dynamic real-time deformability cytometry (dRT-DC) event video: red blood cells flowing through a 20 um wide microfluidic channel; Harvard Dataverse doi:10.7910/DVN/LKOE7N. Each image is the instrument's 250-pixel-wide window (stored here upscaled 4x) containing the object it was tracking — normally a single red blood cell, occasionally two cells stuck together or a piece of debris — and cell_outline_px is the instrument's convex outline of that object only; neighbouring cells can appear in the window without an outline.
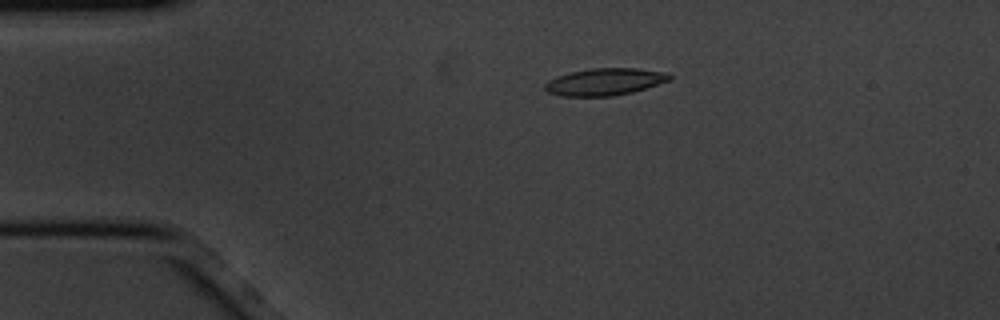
{"species": "common noctule bat (a hibernating species)", "species_latin": "Nyctalus noctula", "temperature_condition": "cold", "stored_images_in_passage": 4, "camera_frame_rate_fps": 3000, "um_per_image_px": 0.085, "animal": {"sex": "male", "body_mass_g": 20.1, "forearm_length_mm": 53.5}, "frame": {"image": 1, "passage_image": 2, "time_ms": 0.333, "image_size_px": [1000, 320], "cell_outline_px": [[672, 80], [632, 92], [612, 96], [564, 96], [548, 92], [544, 88], [544, 84], [548, 80], [556, 76], [572, 72], [592, 68], [636, 68], [668, 72], [672, 76]], "centroid_in_image_um": [51.44, 6.94], "position_along_channel_um": 33.6, "area_um2": 19.71}}
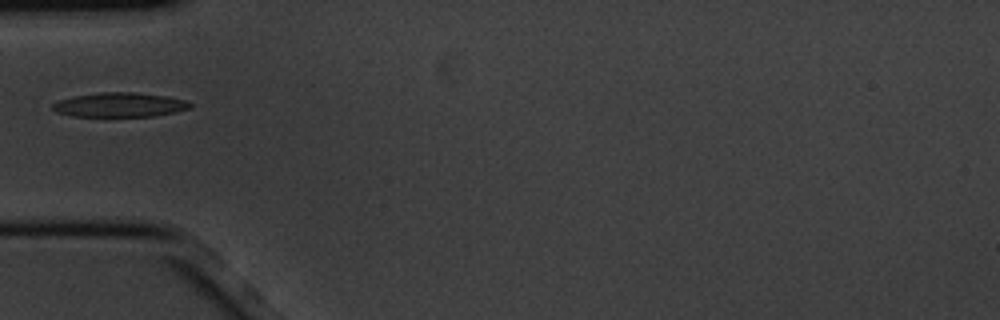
{"frame": {"image": 2, "passage_image": 4, "time_ms": 1.0, "image_size_px": [1000, 320], "cell_outline_px": [[192, 108], [176, 112], [152, 116], [104, 120], [72, 116], [56, 112], [52, 108], [52, 104], [60, 100], [72, 96], [100, 92], [136, 92], [168, 96], [184, 100], [192, 104]], "centroid_in_image_um": [10.14, 8.96], "position_along_channel_um": 74.9, "area_um2": 20.75}}